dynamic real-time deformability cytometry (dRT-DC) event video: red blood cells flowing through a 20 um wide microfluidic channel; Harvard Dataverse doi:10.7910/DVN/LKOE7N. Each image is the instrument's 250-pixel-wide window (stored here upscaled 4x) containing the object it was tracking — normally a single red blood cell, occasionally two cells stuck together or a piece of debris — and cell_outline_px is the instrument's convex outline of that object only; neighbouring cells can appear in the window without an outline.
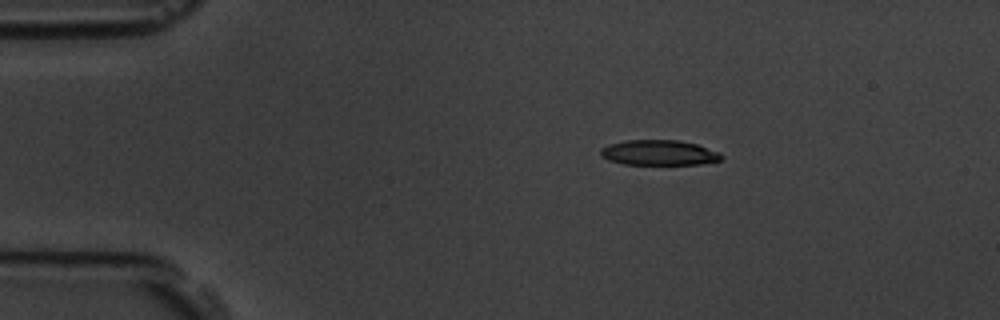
{"species": "common noctule bat (a hibernating species)", "species_latin": "Nyctalus noctula", "temperature_condition": "room temperature", "stored_images_in_passage": 8, "camera_frame_rate_fps": 3000, "um_per_image_px": 0.085, "animal": {"sex": "male", "body_mass_g": 19.5, "forearm_length_mm": 54.6}, "frame": {"image": 1, "passage_image": 1, "time_ms": 0.0, "image_size_px": [1000, 320], "cell_outline_px": [[724, 156], [720, 160], [700, 164], [624, 164], [608, 160], [600, 156], [600, 148], [612, 144], [628, 140], [680, 140], [696, 144], [720, 152]], "centroid_in_image_um": [56.02, 12.98], "position_along_channel_um": 29.0, "area_um2": 17.69}}
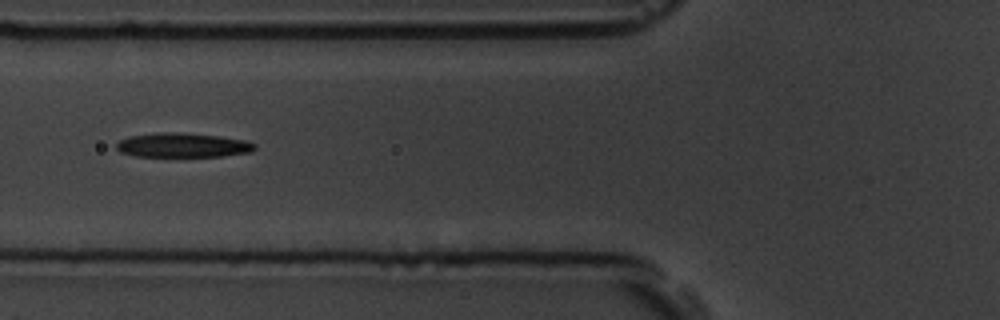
{"frame": {"image": 2, "passage_image": 4, "time_ms": 3.667, "image_size_px": [1000, 320], "cell_outline_px": [[256, 148], [252, 152], [224, 156], [136, 156], [120, 152], [116, 148], [116, 144], [120, 140], [128, 136], [160, 132], [176, 132], [220, 136], [248, 140], [256, 144]], "centroid_in_image_um": [15.57, 12.33], "position_along_channel_um": 110.2, "area_um2": 19.77}}
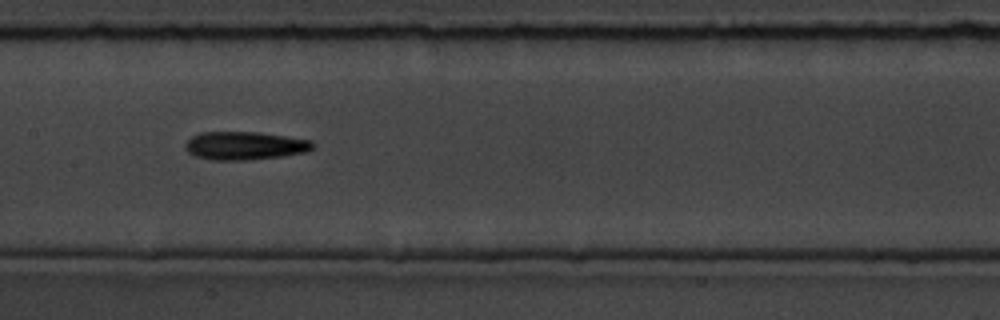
{"frame": {"image": 3, "passage_image": 6, "time_ms": 5.667, "image_size_px": [1000, 320], "cell_outline_px": [[316, 144], [308, 152], [280, 156], [248, 160], [212, 160], [196, 156], [188, 152], [184, 148], [184, 144], [192, 136], [200, 132], [256, 132], [312, 140]], "centroid_in_image_um": [20.8, 12.38], "position_along_channel_um": 186.6, "area_um2": 20.98}}